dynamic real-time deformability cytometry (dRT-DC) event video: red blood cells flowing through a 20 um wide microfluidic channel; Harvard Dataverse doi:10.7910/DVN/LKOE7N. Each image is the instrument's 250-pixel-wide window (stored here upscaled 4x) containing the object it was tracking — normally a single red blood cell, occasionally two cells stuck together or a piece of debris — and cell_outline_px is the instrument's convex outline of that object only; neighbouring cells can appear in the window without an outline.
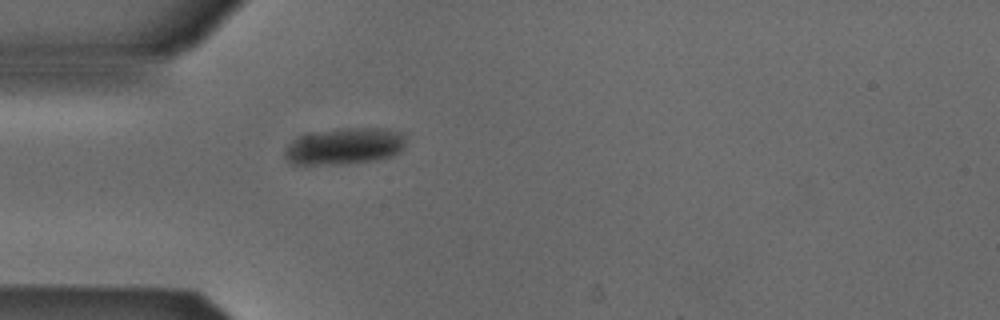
{"species": "Egyptian fruit bat (a non-hibernating species)", "species_latin": "Rousettus aegyptiacus", "temperature_condition": "cold", "stored_images_in_passage": 39, "camera_frame_rate_fps": 3000, "um_per_image_px": 0.085, "animal": {"sex": "male"}, "frame": {"image": 1, "passage_image": 1, "time_ms": 0.0, "image_size_px": [1000, 320], "cell_outline_px": [[404, 148], [400, 152], [392, 156], [376, 160], [344, 164], [292, 164], [288, 160], [284, 152], [300, 136], [312, 132], [336, 128], [388, 128], [404, 132]], "centroid_in_image_um": [29.37, 12.41], "position_along_channel_um": 55.6, "area_um2": 25.84}}
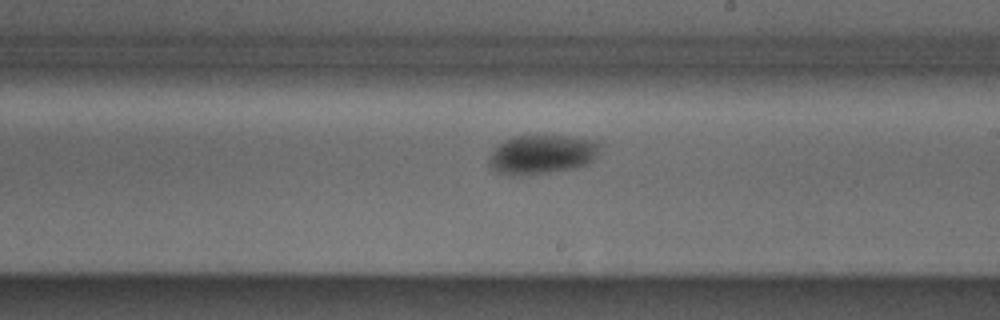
{"frame": {"image": 2, "passage_image": 16, "time_ms": 5.0, "image_size_px": [1000, 320], "cell_outline_px": [[600, 144], [596, 156], [588, 164], [576, 168], [520, 176], [508, 176], [496, 172], [488, 164], [492, 152], [504, 140], [516, 136], [568, 136], [596, 140]], "centroid_in_image_um": [46.06, 13.14], "position_along_channel_um": 242.9, "area_um2": 25.32}}
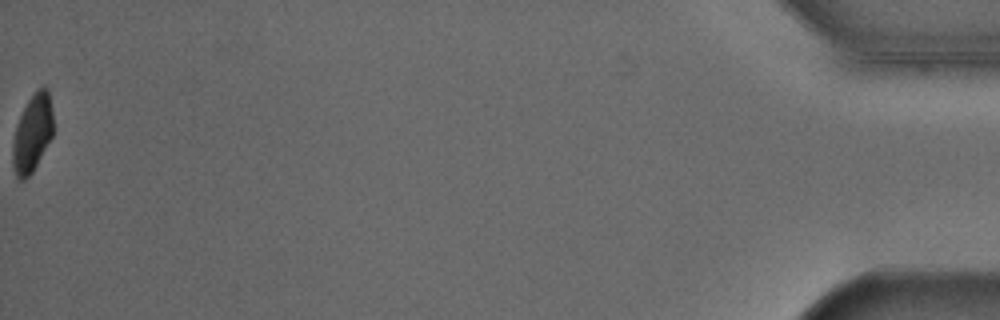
{"frame": {"image": 3, "passage_image": 39, "time_ms": 12.667, "image_size_px": [1000, 320], "cell_outline_px": [[52, 136], [32, 172], [24, 180], [20, 180], [16, 176], [12, 164], [12, 144], [16, 128], [20, 116], [28, 100], [44, 84], [48, 88], [52, 112]], "centroid_in_image_um": [2.74, 11.34], "position_along_channel_um": 432.5, "area_um2": 17.98}, "authors_computed_cell_mechanics": {"area_um2": 24.565, "velocity_mm_per_s": 3.8652, "shape_relaxation_time_tau1_ms": 2.3877, "shape_relaxation_time_tau2_ms": null, "deformation_change_tau1": 0.057, "deformation_change_tau2": null}}